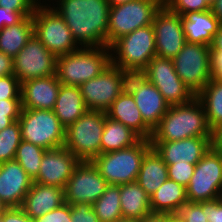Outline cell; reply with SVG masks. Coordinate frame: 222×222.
<instances>
[{"label": "cell", "mask_w": 222, "mask_h": 222, "mask_svg": "<svg viewBox=\"0 0 222 222\" xmlns=\"http://www.w3.org/2000/svg\"><path fill=\"white\" fill-rule=\"evenodd\" d=\"M163 0H134L110 6L107 47L117 39L138 28L151 25L157 11L162 7Z\"/></svg>", "instance_id": "obj_8"}, {"label": "cell", "mask_w": 222, "mask_h": 222, "mask_svg": "<svg viewBox=\"0 0 222 222\" xmlns=\"http://www.w3.org/2000/svg\"><path fill=\"white\" fill-rule=\"evenodd\" d=\"M111 63L129 74H140L156 56L153 25L117 39L111 46Z\"/></svg>", "instance_id": "obj_4"}, {"label": "cell", "mask_w": 222, "mask_h": 222, "mask_svg": "<svg viewBox=\"0 0 222 222\" xmlns=\"http://www.w3.org/2000/svg\"><path fill=\"white\" fill-rule=\"evenodd\" d=\"M126 89L132 94L143 121L153 130L168 111L169 104L141 74H129Z\"/></svg>", "instance_id": "obj_17"}, {"label": "cell", "mask_w": 222, "mask_h": 222, "mask_svg": "<svg viewBox=\"0 0 222 222\" xmlns=\"http://www.w3.org/2000/svg\"><path fill=\"white\" fill-rule=\"evenodd\" d=\"M38 4L37 0H0V7L19 12L23 17L32 16Z\"/></svg>", "instance_id": "obj_41"}, {"label": "cell", "mask_w": 222, "mask_h": 222, "mask_svg": "<svg viewBox=\"0 0 222 222\" xmlns=\"http://www.w3.org/2000/svg\"><path fill=\"white\" fill-rule=\"evenodd\" d=\"M79 162L64 146L46 150L41 159L38 176L33 182L64 189Z\"/></svg>", "instance_id": "obj_18"}, {"label": "cell", "mask_w": 222, "mask_h": 222, "mask_svg": "<svg viewBox=\"0 0 222 222\" xmlns=\"http://www.w3.org/2000/svg\"><path fill=\"white\" fill-rule=\"evenodd\" d=\"M187 202L186 188L170 179H167L150 196L152 213L177 214L179 209Z\"/></svg>", "instance_id": "obj_26"}, {"label": "cell", "mask_w": 222, "mask_h": 222, "mask_svg": "<svg viewBox=\"0 0 222 222\" xmlns=\"http://www.w3.org/2000/svg\"><path fill=\"white\" fill-rule=\"evenodd\" d=\"M211 54H222V24L213 36V42L210 45Z\"/></svg>", "instance_id": "obj_49"}, {"label": "cell", "mask_w": 222, "mask_h": 222, "mask_svg": "<svg viewBox=\"0 0 222 222\" xmlns=\"http://www.w3.org/2000/svg\"><path fill=\"white\" fill-rule=\"evenodd\" d=\"M207 1V3L210 5V6H212V4L216 1V0H206Z\"/></svg>", "instance_id": "obj_56"}, {"label": "cell", "mask_w": 222, "mask_h": 222, "mask_svg": "<svg viewBox=\"0 0 222 222\" xmlns=\"http://www.w3.org/2000/svg\"><path fill=\"white\" fill-rule=\"evenodd\" d=\"M45 151L44 148L24 140L20 142L17 148L15 160L32 180L38 176L41 159Z\"/></svg>", "instance_id": "obj_33"}, {"label": "cell", "mask_w": 222, "mask_h": 222, "mask_svg": "<svg viewBox=\"0 0 222 222\" xmlns=\"http://www.w3.org/2000/svg\"><path fill=\"white\" fill-rule=\"evenodd\" d=\"M34 222H71V205L64 203L45 215L33 219Z\"/></svg>", "instance_id": "obj_42"}, {"label": "cell", "mask_w": 222, "mask_h": 222, "mask_svg": "<svg viewBox=\"0 0 222 222\" xmlns=\"http://www.w3.org/2000/svg\"><path fill=\"white\" fill-rule=\"evenodd\" d=\"M140 74L154 84L169 106L190 102L196 96L177 75L172 59L155 56Z\"/></svg>", "instance_id": "obj_13"}, {"label": "cell", "mask_w": 222, "mask_h": 222, "mask_svg": "<svg viewBox=\"0 0 222 222\" xmlns=\"http://www.w3.org/2000/svg\"><path fill=\"white\" fill-rule=\"evenodd\" d=\"M21 83L14 74L0 77V100L21 99Z\"/></svg>", "instance_id": "obj_38"}, {"label": "cell", "mask_w": 222, "mask_h": 222, "mask_svg": "<svg viewBox=\"0 0 222 222\" xmlns=\"http://www.w3.org/2000/svg\"><path fill=\"white\" fill-rule=\"evenodd\" d=\"M168 179L167 165L151 148L143 157L136 182L150 197Z\"/></svg>", "instance_id": "obj_27"}, {"label": "cell", "mask_w": 222, "mask_h": 222, "mask_svg": "<svg viewBox=\"0 0 222 222\" xmlns=\"http://www.w3.org/2000/svg\"><path fill=\"white\" fill-rule=\"evenodd\" d=\"M104 111L88 110L65 129V145L79 161L92 162L101 154V138L104 130Z\"/></svg>", "instance_id": "obj_6"}, {"label": "cell", "mask_w": 222, "mask_h": 222, "mask_svg": "<svg viewBox=\"0 0 222 222\" xmlns=\"http://www.w3.org/2000/svg\"><path fill=\"white\" fill-rule=\"evenodd\" d=\"M212 14L222 24V0H216L211 6Z\"/></svg>", "instance_id": "obj_51"}, {"label": "cell", "mask_w": 222, "mask_h": 222, "mask_svg": "<svg viewBox=\"0 0 222 222\" xmlns=\"http://www.w3.org/2000/svg\"><path fill=\"white\" fill-rule=\"evenodd\" d=\"M140 222H170V214L166 213H150Z\"/></svg>", "instance_id": "obj_50"}, {"label": "cell", "mask_w": 222, "mask_h": 222, "mask_svg": "<svg viewBox=\"0 0 222 222\" xmlns=\"http://www.w3.org/2000/svg\"><path fill=\"white\" fill-rule=\"evenodd\" d=\"M163 4L172 12L184 16L189 12L211 10L206 0H163Z\"/></svg>", "instance_id": "obj_35"}, {"label": "cell", "mask_w": 222, "mask_h": 222, "mask_svg": "<svg viewBox=\"0 0 222 222\" xmlns=\"http://www.w3.org/2000/svg\"><path fill=\"white\" fill-rule=\"evenodd\" d=\"M109 118L132 129L142 139L150 140L152 129L143 121L132 94L125 89L106 111Z\"/></svg>", "instance_id": "obj_23"}, {"label": "cell", "mask_w": 222, "mask_h": 222, "mask_svg": "<svg viewBox=\"0 0 222 222\" xmlns=\"http://www.w3.org/2000/svg\"><path fill=\"white\" fill-rule=\"evenodd\" d=\"M212 147L222 153V123L212 129Z\"/></svg>", "instance_id": "obj_48"}, {"label": "cell", "mask_w": 222, "mask_h": 222, "mask_svg": "<svg viewBox=\"0 0 222 222\" xmlns=\"http://www.w3.org/2000/svg\"><path fill=\"white\" fill-rule=\"evenodd\" d=\"M53 111L65 129L87 112L80 87L61 84Z\"/></svg>", "instance_id": "obj_25"}, {"label": "cell", "mask_w": 222, "mask_h": 222, "mask_svg": "<svg viewBox=\"0 0 222 222\" xmlns=\"http://www.w3.org/2000/svg\"><path fill=\"white\" fill-rule=\"evenodd\" d=\"M182 24L187 43L211 45L220 22L211 10L189 12L182 16Z\"/></svg>", "instance_id": "obj_24"}, {"label": "cell", "mask_w": 222, "mask_h": 222, "mask_svg": "<svg viewBox=\"0 0 222 222\" xmlns=\"http://www.w3.org/2000/svg\"><path fill=\"white\" fill-rule=\"evenodd\" d=\"M57 57L54 56L35 34L13 58V74L20 83L29 79L56 74Z\"/></svg>", "instance_id": "obj_14"}, {"label": "cell", "mask_w": 222, "mask_h": 222, "mask_svg": "<svg viewBox=\"0 0 222 222\" xmlns=\"http://www.w3.org/2000/svg\"><path fill=\"white\" fill-rule=\"evenodd\" d=\"M21 110V99L0 100V131L18 120Z\"/></svg>", "instance_id": "obj_36"}, {"label": "cell", "mask_w": 222, "mask_h": 222, "mask_svg": "<svg viewBox=\"0 0 222 222\" xmlns=\"http://www.w3.org/2000/svg\"><path fill=\"white\" fill-rule=\"evenodd\" d=\"M18 121L22 140L45 150L65 145V128L53 110L22 109Z\"/></svg>", "instance_id": "obj_9"}, {"label": "cell", "mask_w": 222, "mask_h": 222, "mask_svg": "<svg viewBox=\"0 0 222 222\" xmlns=\"http://www.w3.org/2000/svg\"><path fill=\"white\" fill-rule=\"evenodd\" d=\"M21 141V129L18 120L0 131V163L15 159Z\"/></svg>", "instance_id": "obj_34"}, {"label": "cell", "mask_w": 222, "mask_h": 222, "mask_svg": "<svg viewBox=\"0 0 222 222\" xmlns=\"http://www.w3.org/2000/svg\"><path fill=\"white\" fill-rule=\"evenodd\" d=\"M1 217L2 222H34L21 207H9Z\"/></svg>", "instance_id": "obj_44"}, {"label": "cell", "mask_w": 222, "mask_h": 222, "mask_svg": "<svg viewBox=\"0 0 222 222\" xmlns=\"http://www.w3.org/2000/svg\"><path fill=\"white\" fill-rule=\"evenodd\" d=\"M92 206L100 222H115L122 218L120 185H108Z\"/></svg>", "instance_id": "obj_32"}, {"label": "cell", "mask_w": 222, "mask_h": 222, "mask_svg": "<svg viewBox=\"0 0 222 222\" xmlns=\"http://www.w3.org/2000/svg\"><path fill=\"white\" fill-rule=\"evenodd\" d=\"M115 222H140L139 220L131 219V218H120L116 220Z\"/></svg>", "instance_id": "obj_54"}, {"label": "cell", "mask_w": 222, "mask_h": 222, "mask_svg": "<svg viewBox=\"0 0 222 222\" xmlns=\"http://www.w3.org/2000/svg\"><path fill=\"white\" fill-rule=\"evenodd\" d=\"M177 215L185 220V222H209L208 217L202 211V201H188L179 209Z\"/></svg>", "instance_id": "obj_39"}, {"label": "cell", "mask_w": 222, "mask_h": 222, "mask_svg": "<svg viewBox=\"0 0 222 222\" xmlns=\"http://www.w3.org/2000/svg\"><path fill=\"white\" fill-rule=\"evenodd\" d=\"M39 3H41V0H37ZM48 1V3H49V0H42V3H46Z\"/></svg>", "instance_id": "obj_57"}, {"label": "cell", "mask_w": 222, "mask_h": 222, "mask_svg": "<svg viewBox=\"0 0 222 222\" xmlns=\"http://www.w3.org/2000/svg\"><path fill=\"white\" fill-rule=\"evenodd\" d=\"M33 180L14 159L0 163V199L9 207H21Z\"/></svg>", "instance_id": "obj_20"}, {"label": "cell", "mask_w": 222, "mask_h": 222, "mask_svg": "<svg viewBox=\"0 0 222 222\" xmlns=\"http://www.w3.org/2000/svg\"><path fill=\"white\" fill-rule=\"evenodd\" d=\"M108 186L92 162L80 161L64 188L65 203L93 204Z\"/></svg>", "instance_id": "obj_15"}, {"label": "cell", "mask_w": 222, "mask_h": 222, "mask_svg": "<svg viewBox=\"0 0 222 222\" xmlns=\"http://www.w3.org/2000/svg\"><path fill=\"white\" fill-rule=\"evenodd\" d=\"M32 20L34 34L54 56L59 57L81 48L51 3H39L32 14Z\"/></svg>", "instance_id": "obj_7"}, {"label": "cell", "mask_w": 222, "mask_h": 222, "mask_svg": "<svg viewBox=\"0 0 222 222\" xmlns=\"http://www.w3.org/2000/svg\"><path fill=\"white\" fill-rule=\"evenodd\" d=\"M191 137H212L204 107L196 96L190 102L170 106L153 129L150 141H176Z\"/></svg>", "instance_id": "obj_2"}, {"label": "cell", "mask_w": 222, "mask_h": 222, "mask_svg": "<svg viewBox=\"0 0 222 222\" xmlns=\"http://www.w3.org/2000/svg\"><path fill=\"white\" fill-rule=\"evenodd\" d=\"M189 202H201L222 197V153L213 148L195 165L186 187Z\"/></svg>", "instance_id": "obj_10"}, {"label": "cell", "mask_w": 222, "mask_h": 222, "mask_svg": "<svg viewBox=\"0 0 222 222\" xmlns=\"http://www.w3.org/2000/svg\"><path fill=\"white\" fill-rule=\"evenodd\" d=\"M13 74V59L0 51V77Z\"/></svg>", "instance_id": "obj_47"}, {"label": "cell", "mask_w": 222, "mask_h": 222, "mask_svg": "<svg viewBox=\"0 0 222 222\" xmlns=\"http://www.w3.org/2000/svg\"><path fill=\"white\" fill-rule=\"evenodd\" d=\"M202 211L209 222H222V197L202 201Z\"/></svg>", "instance_id": "obj_43"}, {"label": "cell", "mask_w": 222, "mask_h": 222, "mask_svg": "<svg viewBox=\"0 0 222 222\" xmlns=\"http://www.w3.org/2000/svg\"><path fill=\"white\" fill-rule=\"evenodd\" d=\"M8 207L2 202V200L0 199V216L4 213V211L7 209Z\"/></svg>", "instance_id": "obj_55"}, {"label": "cell", "mask_w": 222, "mask_h": 222, "mask_svg": "<svg viewBox=\"0 0 222 222\" xmlns=\"http://www.w3.org/2000/svg\"><path fill=\"white\" fill-rule=\"evenodd\" d=\"M33 34L32 16H26L17 24L4 27L0 31V51L13 59Z\"/></svg>", "instance_id": "obj_30"}, {"label": "cell", "mask_w": 222, "mask_h": 222, "mask_svg": "<svg viewBox=\"0 0 222 222\" xmlns=\"http://www.w3.org/2000/svg\"><path fill=\"white\" fill-rule=\"evenodd\" d=\"M151 148L150 140L141 139L131 147L100 154L92 163L108 185L135 182L143 157Z\"/></svg>", "instance_id": "obj_5"}, {"label": "cell", "mask_w": 222, "mask_h": 222, "mask_svg": "<svg viewBox=\"0 0 222 222\" xmlns=\"http://www.w3.org/2000/svg\"><path fill=\"white\" fill-rule=\"evenodd\" d=\"M64 203V189L33 182L21 208L31 219H36L60 207Z\"/></svg>", "instance_id": "obj_22"}, {"label": "cell", "mask_w": 222, "mask_h": 222, "mask_svg": "<svg viewBox=\"0 0 222 222\" xmlns=\"http://www.w3.org/2000/svg\"><path fill=\"white\" fill-rule=\"evenodd\" d=\"M212 137H191L176 141H150L152 148L166 165L173 163L197 164L212 146Z\"/></svg>", "instance_id": "obj_19"}, {"label": "cell", "mask_w": 222, "mask_h": 222, "mask_svg": "<svg viewBox=\"0 0 222 222\" xmlns=\"http://www.w3.org/2000/svg\"><path fill=\"white\" fill-rule=\"evenodd\" d=\"M168 179L183 185L185 188L195 171V164L184 163H173L167 165Z\"/></svg>", "instance_id": "obj_37"}, {"label": "cell", "mask_w": 222, "mask_h": 222, "mask_svg": "<svg viewBox=\"0 0 222 222\" xmlns=\"http://www.w3.org/2000/svg\"><path fill=\"white\" fill-rule=\"evenodd\" d=\"M141 139L132 129L106 116L101 138V154L131 147Z\"/></svg>", "instance_id": "obj_29"}, {"label": "cell", "mask_w": 222, "mask_h": 222, "mask_svg": "<svg viewBox=\"0 0 222 222\" xmlns=\"http://www.w3.org/2000/svg\"><path fill=\"white\" fill-rule=\"evenodd\" d=\"M170 222H185V220L177 214H170Z\"/></svg>", "instance_id": "obj_53"}, {"label": "cell", "mask_w": 222, "mask_h": 222, "mask_svg": "<svg viewBox=\"0 0 222 222\" xmlns=\"http://www.w3.org/2000/svg\"><path fill=\"white\" fill-rule=\"evenodd\" d=\"M60 86L55 74L24 81L20 92L22 109L53 110Z\"/></svg>", "instance_id": "obj_21"}, {"label": "cell", "mask_w": 222, "mask_h": 222, "mask_svg": "<svg viewBox=\"0 0 222 222\" xmlns=\"http://www.w3.org/2000/svg\"><path fill=\"white\" fill-rule=\"evenodd\" d=\"M24 17L7 7H0V31L7 26L15 25L20 22Z\"/></svg>", "instance_id": "obj_45"}, {"label": "cell", "mask_w": 222, "mask_h": 222, "mask_svg": "<svg viewBox=\"0 0 222 222\" xmlns=\"http://www.w3.org/2000/svg\"><path fill=\"white\" fill-rule=\"evenodd\" d=\"M196 97L204 107L208 126L213 129L222 123V81L211 78Z\"/></svg>", "instance_id": "obj_31"}, {"label": "cell", "mask_w": 222, "mask_h": 222, "mask_svg": "<svg viewBox=\"0 0 222 222\" xmlns=\"http://www.w3.org/2000/svg\"><path fill=\"white\" fill-rule=\"evenodd\" d=\"M210 63L212 79L222 81V54H211Z\"/></svg>", "instance_id": "obj_46"}, {"label": "cell", "mask_w": 222, "mask_h": 222, "mask_svg": "<svg viewBox=\"0 0 222 222\" xmlns=\"http://www.w3.org/2000/svg\"><path fill=\"white\" fill-rule=\"evenodd\" d=\"M71 222H100L92 204L76 203L71 205Z\"/></svg>", "instance_id": "obj_40"}, {"label": "cell", "mask_w": 222, "mask_h": 222, "mask_svg": "<svg viewBox=\"0 0 222 222\" xmlns=\"http://www.w3.org/2000/svg\"><path fill=\"white\" fill-rule=\"evenodd\" d=\"M111 64L110 47H81L57 57L56 77L62 85L80 86Z\"/></svg>", "instance_id": "obj_3"}, {"label": "cell", "mask_w": 222, "mask_h": 222, "mask_svg": "<svg viewBox=\"0 0 222 222\" xmlns=\"http://www.w3.org/2000/svg\"><path fill=\"white\" fill-rule=\"evenodd\" d=\"M209 45L186 43L172 59L177 75L197 95L211 80Z\"/></svg>", "instance_id": "obj_12"}, {"label": "cell", "mask_w": 222, "mask_h": 222, "mask_svg": "<svg viewBox=\"0 0 222 222\" xmlns=\"http://www.w3.org/2000/svg\"><path fill=\"white\" fill-rule=\"evenodd\" d=\"M109 2L110 6H116L119 4H123V3H127V2H131L134 0H107Z\"/></svg>", "instance_id": "obj_52"}, {"label": "cell", "mask_w": 222, "mask_h": 222, "mask_svg": "<svg viewBox=\"0 0 222 222\" xmlns=\"http://www.w3.org/2000/svg\"><path fill=\"white\" fill-rule=\"evenodd\" d=\"M50 2L80 47L107 46L110 8L107 0H50Z\"/></svg>", "instance_id": "obj_1"}, {"label": "cell", "mask_w": 222, "mask_h": 222, "mask_svg": "<svg viewBox=\"0 0 222 222\" xmlns=\"http://www.w3.org/2000/svg\"><path fill=\"white\" fill-rule=\"evenodd\" d=\"M120 205L123 218L141 221L151 213L150 197L136 181L120 185Z\"/></svg>", "instance_id": "obj_28"}, {"label": "cell", "mask_w": 222, "mask_h": 222, "mask_svg": "<svg viewBox=\"0 0 222 222\" xmlns=\"http://www.w3.org/2000/svg\"><path fill=\"white\" fill-rule=\"evenodd\" d=\"M156 56L173 59L187 43L182 16L170 11L164 4L153 19Z\"/></svg>", "instance_id": "obj_16"}, {"label": "cell", "mask_w": 222, "mask_h": 222, "mask_svg": "<svg viewBox=\"0 0 222 222\" xmlns=\"http://www.w3.org/2000/svg\"><path fill=\"white\" fill-rule=\"evenodd\" d=\"M129 73L112 63L104 71L79 87L88 110L106 112L126 89Z\"/></svg>", "instance_id": "obj_11"}]
</instances>
